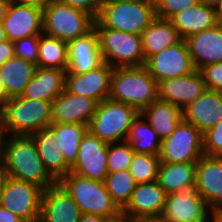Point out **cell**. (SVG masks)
<instances>
[{"label":"cell","mask_w":222,"mask_h":222,"mask_svg":"<svg viewBox=\"0 0 222 222\" xmlns=\"http://www.w3.org/2000/svg\"><path fill=\"white\" fill-rule=\"evenodd\" d=\"M203 153L206 156L222 157V120L203 133Z\"/></svg>","instance_id":"cell-39"},{"label":"cell","mask_w":222,"mask_h":222,"mask_svg":"<svg viewBox=\"0 0 222 222\" xmlns=\"http://www.w3.org/2000/svg\"><path fill=\"white\" fill-rule=\"evenodd\" d=\"M195 175L196 162H160L157 182L168 195L181 190L185 186L194 184Z\"/></svg>","instance_id":"cell-30"},{"label":"cell","mask_w":222,"mask_h":222,"mask_svg":"<svg viewBox=\"0 0 222 222\" xmlns=\"http://www.w3.org/2000/svg\"><path fill=\"white\" fill-rule=\"evenodd\" d=\"M205 3L216 6L221 0H202Z\"/></svg>","instance_id":"cell-53"},{"label":"cell","mask_w":222,"mask_h":222,"mask_svg":"<svg viewBox=\"0 0 222 222\" xmlns=\"http://www.w3.org/2000/svg\"><path fill=\"white\" fill-rule=\"evenodd\" d=\"M61 3L87 12L94 19L99 15L103 0H58Z\"/></svg>","instance_id":"cell-41"},{"label":"cell","mask_w":222,"mask_h":222,"mask_svg":"<svg viewBox=\"0 0 222 222\" xmlns=\"http://www.w3.org/2000/svg\"><path fill=\"white\" fill-rule=\"evenodd\" d=\"M0 222H24L13 212L0 205Z\"/></svg>","instance_id":"cell-43"},{"label":"cell","mask_w":222,"mask_h":222,"mask_svg":"<svg viewBox=\"0 0 222 222\" xmlns=\"http://www.w3.org/2000/svg\"><path fill=\"white\" fill-rule=\"evenodd\" d=\"M155 18L154 0L103 1L93 27L141 35Z\"/></svg>","instance_id":"cell-4"},{"label":"cell","mask_w":222,"mask_h":222,"mask_svg":"<svg viewBox=\"0 0 222 222\" xmlns=\"http://www.w3.org/2000/svg\"><path fill=\"white\" fill-rule=\"evenodd\" d=\"M10 2L11 0H0V23H3V20L6 17Z\"/></svg>","instance_id":"cell-46"},{"label":"cell","mask_w":222,"mask_h":222,"mask_svg":"<svg viewBox=\"0 0 222 222\" xmlns=\"http://www.w3.org/2000/svg\"><path fill=\"white\" fill-rule=\"evenodd\" d=\"M117 222H130V221H129V220H124V219H122V220L117 221Z\"/></svg>","instance_id":"cell-57"},{"label":"cell","mask_w":222,"mask_h":222,"mask_svg":"<svg viewBox=\"0 0 222 222\" xmlns=\"http://www.w3.org/2000/svg\"><path fill=\"white\" fill-rule=\"evenodd\" d=\"M7 133L6 127L4 124V120L0 114V163H2L3 157H4V150H5V144L6 140L4 139L5 137L4 134Z\"/></svg>","instance_id":"cell-44"},{"label":"cell","mask_w":222,"mask_h":222,"mask_svg":"<svg viewBox=\"0 0 222 222\" xmlns=\"http://www.w3.org/2000/svg\"><path fill=\"white\" fill-rule=\"evenodd\" d=\"M212 218H213V222H222V219L219 218L216 214L212 215ZM207 222H209V221H207ZM210 222H212V221H210Z\"/></svg>","instance_id":"cell-54"},{"label":"cell","mask_w":222,"mask_h":222,"mask_svg":"<svg viewBox=\"0 0 222 222\" xmlns=\"http://www.w3.org/2000/svg\"><path fill=\"white\" fill-rule=\"evenodd\" d=\"M195 182L211 214L222 208V157L202 155L196 162Z\"/></svg>","instance_id":"cell-17"},{"label":"cell","mask_w":222,"mask_h":222,"mask_svg":"<svg viewBox=\"0 0 222 222\" xmlns=\"http://www.w3.org/2000/svg\"><path fill=\"white\" fill-rule=\"evenodd\" d=\"M216 215L222 219V208L216 213Z\"/></svg>","instance_id":"cell-56"},{"label":"cell","mask_w":222,"mask_h":222,"mask_svg":"<svg viewBox=\"0 0 222 222\" xmlns=\"http://www.w3.org/2000/svg\"><path fill=\"white\" fill-rule=\"evenodd\" d=\"M13 43L16 57L32 62L37 66L39 35L18 39Z\"/></svg>","instance_id":"cell-38"},{"label":"cell","mask_w":222,"mask_h":222,"mask_svg":"<svg viewBox=\"0 0 222 222\" xmlns=\"http://www.w3.org/2000/svg\"><path fill=\"white\" fill-rule=\"evenodd\" d=\"M67 53L68 67L66 73L83 74L97 68L104 62L94 27L85 35L69 41Z\"/></svg>","instance_id":"cell-19"},{"label":"cell","mask_w":222,"mask_h":222,"mask_svg":"<svg viewBox=\"0 0 222 222\" xmlns=\"http://www.w3.org/2000/svg\"><path fill=\"white\" fill-rule=\"evenodd\" d=\"M66 70L36 67L34 76L26 85L22 97L53 101L65 89Z\"/></svg>","instance_id":"cell-26"},{"label":"cell","mask_w":222,"mask_h":222,"mask_svg":"<svg viewBox=\"0 0 222 222\" xmlns=\"http://www.w3.org/2000/svg\"><path fill=\"white\" fill-rule=\"evenodd\" d=\"M159 164L158 155L135 153L131 160L129 172L136 183L152 182L157 180Z\"/></svg>","instance_id":"cell-35"},{"label":"cell","mask_w":222,"mask_h":222,"mask_svg":"<svg viewBox=\"0 0 222 222\" xmlns=\"http://www.w3.org/2000/svg\"><path fill=\"white\" fill-rule=\"evenodd\" d=\"M107 155L108 143L88 130L80 142L78 157L70 172L104 182L108 174Z\"/></svg>","instance_id":"cell-14"},{"label":"cell","mask_w":222,"mask_h":222,"mask_svg":"<svg viewBox=\"0 0 222 222\" xmlns=\"http://www.w3.org/2000/svg\"><path fill=\"white\" fill-rule=\"evenodd\" d=\"M182 113L183 120L205 133L222 120V92L206 89Z\"/></svg>","instance_id":"cell-22"},{"label":"cell","mask_w":222,"mask_h":222,"mask_svg":"<svg viewBox=\"0 0 222 222\" xmlns=\"http://www.w3.org/2000/svg\"><path fill=\"white\" fill-rule=\"evenodd\" d=\"M180 37L186 40L189 36L218 24L216 6L202 0L184 9L169 19Z\"/></svg>","instance_id":"cell-24"},{"label":"cell","mask_w":222,"mask_h":222,"mask_svg":"<svg viewBox=\"0 0 222 222\" xmlns=\"http://www.w3.org/2000/svg\"><path fill=\"white\" fill-rule=\"evenodd\" d=\"M103 1H124V2H134V1H142V0H103Z\"/></svg>","instance_id":"cell-55"},{"label":"cell","mask_w":222,"mask_h":222,"mask_svg":"<svg viewBox=\"0 0 222 222\" xmlns=\"http://www.w3.org/2000/svg\"><path fill=\"white\" fill-rule=\"evenodd\" d=\"M30 137L35 142L45 170L56 182H59L70 172L71 167L66 163L62 150L56 148L55 131L49 126Z\"/></svg>","instance_id":"cell-25"},{"label":"cell","mask_w":222,"mask_h":222,"mask_svg":"<svg viewBox=\"0 0 222 222\" xmlns=\"http://www.w3.org/2000/svg\"><path fill=\"white\" fill-rule=\"evenodd\" d=\"M56 133V148L62 150L66 163L72 167L78 157L80 142L88 126L77 123H51Z\"/></svg>","instance_id":"cell-31"},{"label":"cell","mask_w":222,"mask_h":222,"mask_svg":"<svg viewBox=\"0 0 222 222\" xmlns=\"http://www.w3.org/2000/svg\"><path fill=\"white\" fill-rule=\"evenodd\" d=\"M139 114L131 105L107 98L98 103L88 130L104 142H123Z\"/></svg>","instance_id":"cell-6"},{"label":"cell","mask_w":222,"mask_h":222,"mask_svg":"<svg viewBox=\"0 0 222 222\" xmlns=\"http://www.w3.org/2000/svg\"><path fill=\"white\" fill-rule=\"evenodd\" d=\"M206 89L222 92V62L205 65L199 69Z\"/></svg>","instance_id":"cell-40"},{"label":"cell","mask_w":222,"mask_h":222,"mask_svg":"<svg viewBox=\"0 0 222 222\" xmlns=\"http://www.w3.org/2000/svg\"><path fill=\"white\" fill-rule=\"evenodd\" d=\"M36 65L19 57H12L0 68V77L8 98L20 96L34 76Z\"/></svg>","instance_id":"cell-29"},{"label":"cell","mask_w":222,"mask_h":222,"mask_svg":"<svg viewBox=\"0 0 222 222\" xmlns=\"http://www.w3.org/2000/svg\"><path fill=\"white\" fill-rule=\"evenodd\" d=\"M156 17L170 19L184 9L190 8L201 0H154Z\"/></svg>","instance_id":"cell-37"},{"label":"cell","mask_w":222,"mask_h":222,"mask_svg":"<svg viewBox=\"0 0 222 222\" xmlns=\"http://www.w3.org/2000/svg\"><path fill=\"white\" fill-rule=\"evenodd\" d=\"M37 67L67 70V43L56 37L40 34Z\"/></svg>","instance_id":"cell-33"},{"label":"cell","mask_w":222,"mask_h":222,"mask_svg":"<svg viewBox=\"0 0 222 222\" xmlns=\"http://www.w3.org/2000/svg\"><path fill=\"white\" fill-rule=\"evenodd\" d=\"M59 183L71 195L82 214L102 216L110 222L122 220V211L112 200L105 183L69 172Z\"/></svg>","instance_id":"cell-3"},{"label":"cell","mask_w":222,"mask_h":222,"mask_svg":"<svg viewBox=\"0 0 222 222\" xmlns=\"http://www.w3.org/2000/svg\"><path fill=\"white\" fill-rule=\"evenodd\" d=\"M208 205L197 191L196 182L168 194L160 217L162 222H207Z\"/></svg>","instance_id":"cell-11"},{"label":"cell","mask_w":222,"mask_h":222,"mask_svg":"<svg viewBox=\"0 0 222 222\" xmlns=\"http://www.w3.org/2000/svg\"><path fill=\"white\" fill-rule=\"evenodd\" d=\"M140 114L147 117V122L161 140L170 136L178 123L183 119L182 109L161 99L155 100Z\"/></svg>","instance_id":"cell-28"},{"label":"cell","mask_w":222,"mask_h":222,"mask_svg":"<svg viewBox=\"0 0 222 222\" xmlns=\"http://www.w3.org/2000/svg\"><path fill=\"white\" fill-rule=\"evenodd\" d=\"M142 49L147 61L169 46L179 43L182 38L169 19L156 17L142 32Z\"/></svg>","instance_id":"cell-27"},{"label":"cell","mask_w":222,"mask_h":222,"mask_svg":"<svg viewBox=\"0 0 222 222\" xmlns=\"http://www.w3.org/2000/svg\"><path fill=\"white\" fill-rule=\"evenodd\" d=\"M81 215L79 207L59 182L43 191L39 222H78Z\"/></svg>","instance_id":"cell-18"},{"label":"cell","mask_w":222,"mask_h":222,"mask_svg":"<svg viewBox=\"0 0 222 222\" xmlns=\"http://www.w3.org/2000/svg\"><path fill=\"white\" fill-rule=\"evenodd\" d=\"M15 56L14 43L7 39L0 43V68L9 59Z\"/></svg>","instance_id":"cell-42"},{"label":"cell","mask_w":222,"mask_h":222,"mask_svg":"<svg viewBox=\"0 0 222 222\" xmlns=\"http://www.w3.org/2000/svg\"><path fill=\"white\" fill-rule=\"evenodd\" d=\"M43 191L33 183L6 177L0 193V205L24 222H39Z\"/></svg>","instance_id":"cell-9"},{"label":"cell","mask_w":222,"mask_h":222,"mask_svg":"<svg viewBox=\"0 0 222 222\" xmlns=\"http://www.w3.org/2000/svg\"><path fill=\"white\" fill-rule=\"evenodd\" d=\"M98 102L64 91L52 101V123H77L89 126Z\"/></svg>","instance_id":"cell-20"},{"label":"cell","mask_w":222,"mask_h":222,"mask_svg":"<svg viewBox=\"0 0 222 222\" xmlns=\"http://www.w3.org/2000/svg\"><path fill=\"white\" fill-rule=\"evenodd\" d=\"M104 62L113 68L143 66L142 36L110 28H95Z\"/></svg>","instance_id":"cell-8"},{"label":"cell","mask_w":222,"mask_h":222,"mask_svg":"<svg viewBox=\"0 0 222 222\" xmlns=\"http://www.w3.org/2000/svg\"><path fill=\"white\" fill-rule=\"evenodd\" d=\"M186 42L196 70L222 62V24L193 34Z\"/></svg>","instance_id":"cell-23"},{"label":"cell","mask_w":222,"mask_h":222,"mask_svg":"<svg viewBox=\"0 0 222 222\" xmlns=\"http://www.w3.org/2000/svg\"><path fill=\"white\" fill-rule=\"evenodd\" d=\"M78 222H110L108 219L93 215V214H82Z\"/></svg>","instance_id":"cell-45"},{"label":"cell","mask_w":222,"mask_h":222,"mask_svg":"<svg viewBox=\"0 0 222 222\" xmlns=\"http://www.w3.org/2000/svg\"><path fill=\"white\" fill-rule=\"evenodd\" d=\"M113 70L112 66L103 62L97 68L83 74L66 73L65 90L69 93L92 98L99 103L110 96Z\"/></svg>","instance_id":"cell-16"},{"label":"cell","mask_w":222,"mask_h":222,"mask_svg":"<svg viewBox=\"0 0 222 222\" xmlns=\"http://www.w3.org/2000/svg\"><path fill=\"white\" fill-rule=\"evenodd\" d=\"M6 177H7V175L3 169L2 164L0 163V193H1L2 186H3L4 180L6 179Z\"/></svg>","instance_id":"cell-50"},{"label":"cell","mask_w":222,"mask_h":222,"mask_svg":"<svg viewBox=\"0 0 222 222\" xmlns=\"http://www.w3.org/2000/svg\"><path fill=\"white\" fill-rule=\"evenodd\" d=\"M149 73L159 84L169 78H176L196 71L186 40L169 46L152 55L145 63Z\"/></svg>","instance_id":"cell-12"},{"label":"cell","mask_w":222,"mask_h":222,"mask_svg":"<svg viewBox=\"0 0 222 222\" xmlns=\"http://www.w3.org/2000/svg\"><path fill=\"white\" fill-rule=\"evenodd\" d=\"M0 114L7 133L15 136H30L52 123V101L9 98Z\"/></svg>","instance_id":"cell-5"},{"label":"cell","mask_w":222,"mask_h":222,"mask_svg":"<svg viewBox=\"0 0 222 222\" xmlns=\"http://www.w3.org/2000/svg\"><path fill=\"white\" fill-rule=\"evenodd\" d=\"M218 23L222 24V0L216 5Z\"/></svg>","instance_id":"cell-49"},{"label":"cell","mask_w":222,"mask_h":222,"mask_svg":"<svg viewBox=\"0 0 222 222\" xmlns=\"http://www.w3.org/2000/svg\"><path fill=\"white\" fill-rule=\"evenodd\" d=\"M8 138L1 163L7 177L33 183L43 190L56 183L45 170L30 136L12 135Z\"/></svg>","instance_id":"cell-1"},{"label":"cell","mask_w":222,"mask_h":222,"mask_svg":"<svg viewBox=\"0 0 222 222\" xmlns=\"http://www.w3.org/2000/svg\"><path fill=\"white\" fill-rule=\"evenodd\" d=\"M142 119V115L133 121L129 129L126 141L131 144L137 154L159 155L161 139L148 122Z\"/></svg>","instance_id":"cell-32"},{"label":"cell","mask_w":222,"mask_h":222,"mask_svg":"<svg viewBox=\"0 0 222 222\" xmlns=\"http://www.w3.org/2000/svg\"><path fill=\"white\" fill-rule=\"evenodd\" d=\"M42 9L43 33L66 43L93 28L95 19L91 15L58 0L47 3Z\"/></svg>","instance_id":"cell-7"},{"label":"cell","mask_w":222,"mask_h":222,"mask_svg":"<svg viewBox=\"0 0 222 222\" xmlns=\"http://www.w3.org/2000/svg\"><path fill=\"white\" fill-rule=\"evenodd\" d=\"M167 193L152 182L137 183L127 206L122 210L124 220L160 219L166 202Z\"/></svg>","instance_id":"cell-13"},{"label":"cell","mask_w":222,"mask_h":222,"mask_svg":"<svg viewBox=\"0 0 222 222\" xmlns=\"http://www.w3.org/2000/svg\"><path fill=\"white\" fill-rule=\"evenodd\" d=\"M203 153V133L193 124L181 120L175 131L161 141L160 162H197Z\"/></svg>","instance_id":"cell-10"},{"label":"cell","mask_w":222,"mask_h":222,"mask_svg":"<svg viewBox=\"0 0 222 222\" xmlns=\"http://www.w3.org/2000/svg\"><path fill=\"white\" fill-rule=\"evenodd\" d=\"M8 99L9 98L7 97V94L5 93L3 82H2V79L0 77V111L3 109L5 103Z\"/></svg>","instance_id":"cell-47"},{"label":"cell","mask_w":222,"mask_h":222,"mask_svg":"<svg viewBox=\"0 0 222 222\" xmlns=\"http://www.w3.org/2000/svg\"><path fill=\"white\" fill-rule=\"evenodd\" d=\"M109 98L141 112L159 98L158 83L145 65L117 67L111 76Z\"/></svg>","instance_id":"cell-2"},{"label":"cell","mask_w":222,"mask_h":222,"mask_svg":"<svg viewBox=\"0 0 222 222\" xmlns=\"http://www.w3.org/2000/svg\"><path fill=\"white\" fill-rule=\"evenodd\" d=\"M105 186L112 200L122 211L130 201L136 182L129 170L108 172L105 178Z\"/></svg>","instance_id":"cell-34"},{"label":"cell","mask_w":222,"mask_h":222,"mask_svg":"<svg viewBox=\"0 0 222 222\" xmlns=\"http://www.w3.org/2000/svg\"><path fill=\"white\" fill-rule=\"evenodd\" d=\"M130 222H162L160 219L130 220Z\"/></svg>","instance_id":"cell-52"},{"label":"cell","mask_w":222,"mask_h":222,"mask_svg":"<svg viewBox=\"0 0 222 222\" xmlns=\"http://www.w3.org/2000/svg\"><path fill=\"white\" fill-rule=\"evenodd\" d=\"M43 9L36 5L11 0L3 26L12 42L43 33Z\"/></svg>","instance_id":"cell-15"},{"label":"cell","mask_w":222,"mask_h":222,"mask_svg":"<svg viewBox=\"0 0 222 222\" xmlns=\"http://www.w3.org/2000/svg\"><path fill=\"white\" fill-rule=\"evenodd\" d=\"M17 1L31 4V5H36V6L43 8L47 3H49L53 0H17Z\"/></svg>","instance_id":"cell-48"},{"label":"cell","mask_w":222,"mask_h":222,"mask_svg":"<svg viewBox=\"0 0 222 222\" xmlns=\"http://www.w3.org/2000/svg\"><path fill=\"white\" fill-rule=\"evenodd\" d=\"M108 143L107 167L108 172L129 170L135 152L127 141Z\"/></svg>","instance_id":"cell-36"},{"label":"cell","mask_w":222,"mask_h":222,"mask_svg":"<svg viewBox=\"0 0 222 222\" xmlns=\"http://www.w3.org/2000/svg\"><path fill=\"white\" fill-rule=\"evenodd\" d=\"M7 40L3 23H0V43Z\"/></svg>","instance_id":"cell-51"},{"label":"cell","mask_w":222,"mask_h":222,"mask_svg":"<svg viewBox=\"0 0 222 222\" xmlns=\"http://www.w3.org/2000/svg\"><path fill=\"white\" fill-rule=\"evenodd\" d=\"M205 90V82L199 70L188 75L165 79L158 84L159 99L181 109L195 101Z\"/></svg>","instance_id":"cell-21"}]
</instances>
